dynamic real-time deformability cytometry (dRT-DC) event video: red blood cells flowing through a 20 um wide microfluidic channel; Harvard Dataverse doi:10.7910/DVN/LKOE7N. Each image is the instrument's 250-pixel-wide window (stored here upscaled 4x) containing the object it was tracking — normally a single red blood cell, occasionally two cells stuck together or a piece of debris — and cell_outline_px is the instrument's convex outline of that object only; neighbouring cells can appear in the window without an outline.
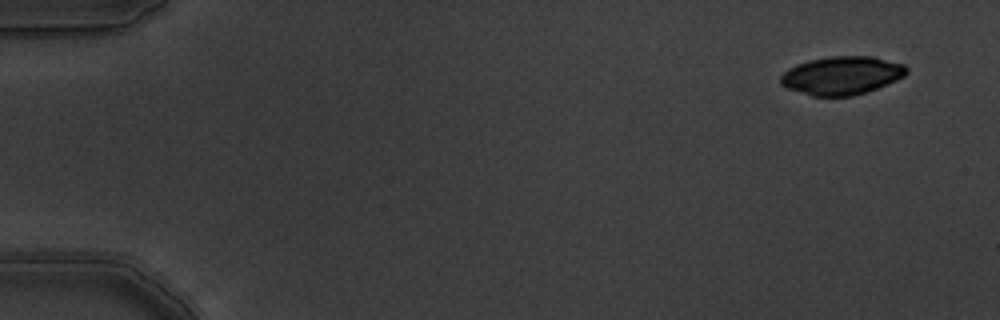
{"species": "common noctule bat (a hibernating species)", "species_latin": "Nyctalus noctula", "temperature_condition": "warm", "stored_images_in_passage": 4, "camera_frame_rate_fps": 3000, "um_per_image_px": 0.085, "animal": {"sex": "male", "body_mass_g": 19.5, "forearm_length_mm": 54.6}, "frame": {"image": 1, "passage_image": 1, "time_ms": 0.0, "image_size_px": [1000, 320], "cell_outline_px": [[908, 72], [904, 76], [896, 80], [868, 92], [852, 96], [812, 96], [788, 88], [780, 84], [780, 76], [788, 68], [796, 64], [808, 60], [828, 56], [872, 56], [904, 64], [908, 68]], "centroid_in_image_um": [71.55, 6.41], "position_along_channel_um": 13.5, "area_um2": 28.26}}